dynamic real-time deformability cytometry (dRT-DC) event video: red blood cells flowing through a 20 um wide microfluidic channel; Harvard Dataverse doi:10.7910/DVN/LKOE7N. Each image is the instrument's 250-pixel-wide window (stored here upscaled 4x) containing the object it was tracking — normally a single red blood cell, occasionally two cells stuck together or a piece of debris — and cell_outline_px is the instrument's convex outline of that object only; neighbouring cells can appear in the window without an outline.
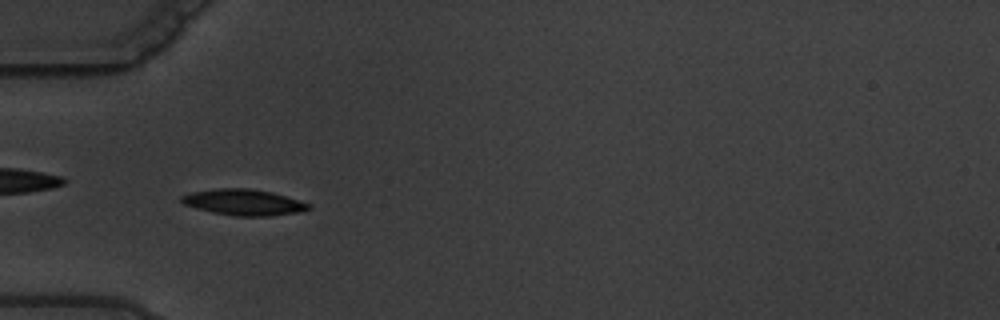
{"species": "common noctule bat (a hibernating species)", "species_latin": "Nyctalus noctula", "temperature_condition": "warm", "stored_images_in_passage": 8, "camera_frame_rate_fps": 3000, "um_per_image_px": 0.085, "animal": {"sex": "male", "body_mass_g": 19.5, "forearm_length_mm": 54.6}, "frame": {"image": 1, "passage_image": 7, "time_ms": 7.0, "image_size_px": [1000, 320], "cell_outline_px": [[312, 208], [300, 212], [268, 216], [236, 216], [212, 212], [196, 208], [184, 204], [180, 200], [180, 196], [192, 192], [216, 188], [248, 188], [272, 192], [312, 204]], "centroid_in_image_um": [20.73, 17.19], "position_along_channel_um": 64.3, "area_um2": 19.31}}